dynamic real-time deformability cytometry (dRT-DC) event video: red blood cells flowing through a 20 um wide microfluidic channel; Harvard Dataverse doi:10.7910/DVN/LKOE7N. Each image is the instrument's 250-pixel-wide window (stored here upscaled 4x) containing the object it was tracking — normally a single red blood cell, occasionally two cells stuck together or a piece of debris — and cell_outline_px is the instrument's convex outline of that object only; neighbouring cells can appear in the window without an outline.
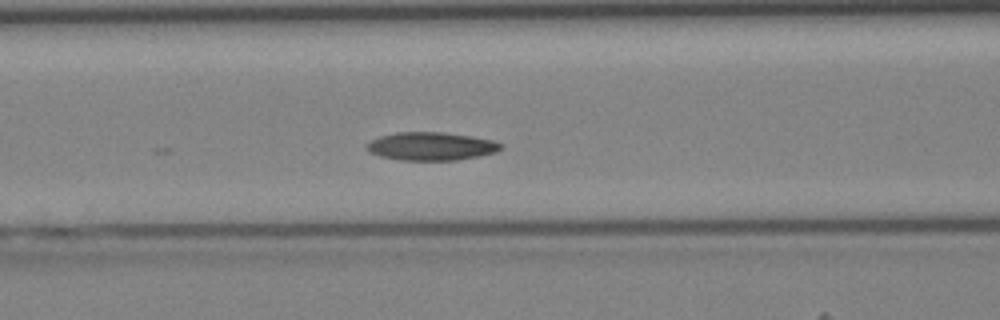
{"species": "Egyptian fruit bat (a non-hibernating species)", "species_latin": "Rousettus aegyptiacus", "temperature_condition": "cold", "stored_images_in_passage": 22, "camera_frame_rate_fps": 3000, "um_per_image_px": 0.085, "animal": {"sex": "female"}, "frame": {"image": 1, "passage_image": 18, "time_ms": 5.667, "image_size_px": [1000, 320], "cell_outline_px": [[504, 144], [496, 152], [456, 160], [400, 160], [380, 156], [368, 152], [364, 148], [364, 144], [380, 136], [396, 132], [440, 132], [472, 136], [492, 140]], "centroid_in_image_um": [36.59, 12.43], "position_along_channel_um": 130.0, "area_um2": 22.02}}